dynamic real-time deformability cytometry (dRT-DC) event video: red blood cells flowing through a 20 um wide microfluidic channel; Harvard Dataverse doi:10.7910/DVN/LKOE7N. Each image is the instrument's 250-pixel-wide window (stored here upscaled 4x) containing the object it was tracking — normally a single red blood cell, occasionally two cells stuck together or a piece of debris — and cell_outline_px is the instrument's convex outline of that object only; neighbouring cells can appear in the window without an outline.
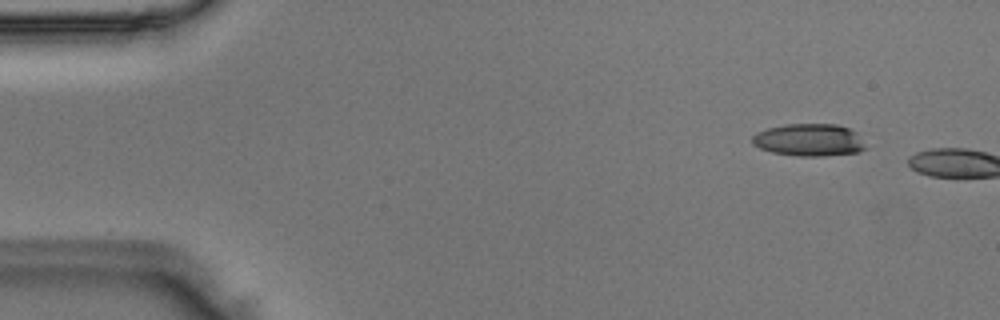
{"species": "Egyptian fruit bat (a non-hibernating species)", "species_latin": "Rousettus aegyptiacus", "temperature_condition": "room temperature", "stored_images_in_passage": 7, "camera_frame_rate_fps": 3000, "um_per_image_px": 0.085, "animal": {"sex": "male"}, "frame": {"image": 1, "passage_image": 5, "time_ms": 1.333, "image_size_px": [1000, 320], "cell_outline_px": [[868, 148], [860, 152], [824, 156], [800, 156], [772, 152], [760, 148], [752, 144], [752, 136], [756, 132], [768, 128], [784, 124], [836, 124], [848, 128], [856, 132]], "centroid_in_image_um": [68.78, 11.9], "position_along_channel_um": 16.2, "area_um2": 21.5}}